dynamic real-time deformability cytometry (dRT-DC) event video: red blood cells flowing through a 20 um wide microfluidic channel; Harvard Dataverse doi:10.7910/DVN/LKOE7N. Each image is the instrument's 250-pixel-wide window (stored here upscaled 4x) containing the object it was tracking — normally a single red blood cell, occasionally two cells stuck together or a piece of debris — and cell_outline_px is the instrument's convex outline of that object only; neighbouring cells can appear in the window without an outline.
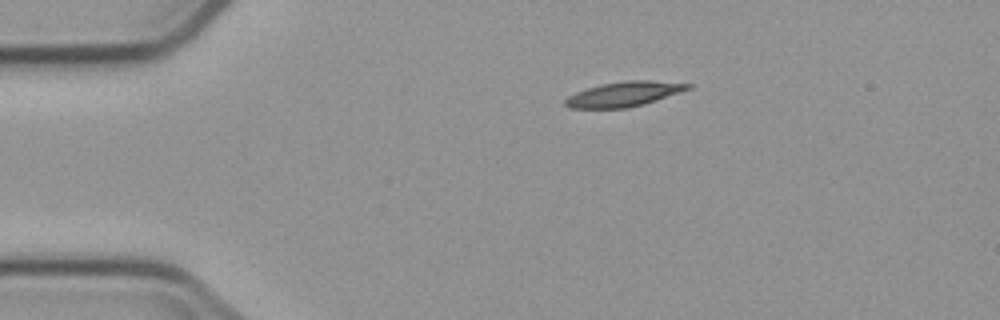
{"species": "common noctule bat (a hibernating species)", "species_latin": "Nyctalus noctula", "temperature_condition": "cold", "stored_images_in_passage": 3, "camera_frame_rate_fps": 3000, "um_per_image_px": 0.085, "animal": {"sex": "male", "body_mass_g": 23.1, "forearm_length_mm": 52.7}, "frame": {"image": 1, "passage_image": 1, "time_ms": 0.0, "image_size_px": [1000, 320], "cell_outline_px": [[692, 88], [644, 104], [628, 108], [568, 108], [564, 104], [564, 100], [568, 96], [576, 92], [600, 84], [624, 80], [648, 80], [692, 84]], "centroid_in_image_um": [53.02, 7.99], "position_along_channel_um": 32.0, "area_um2": 17.74}}
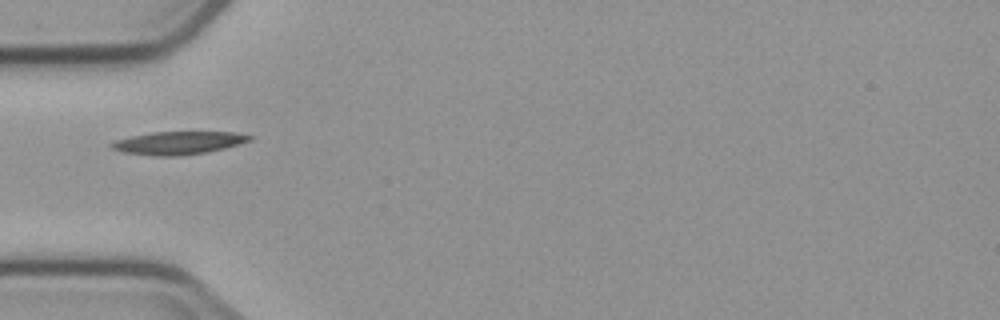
{"frame": {"image": 2, "passage_image": 3, "time_ms": 2.333, "image_size_px": [1000, 320], "cell_outline_px": [[252, 140], [224, 148], [208, 152], [180, 156], [152, 156], [124, 152], [112, 148], [108, 144], [116, 140], [132, 136], [152, 132], [232, 132], [252, 136]], "centroid_in_image_um": [15.14, 12.15], "position_along_channel_um": 69.9, "area_um2": 18.38}}